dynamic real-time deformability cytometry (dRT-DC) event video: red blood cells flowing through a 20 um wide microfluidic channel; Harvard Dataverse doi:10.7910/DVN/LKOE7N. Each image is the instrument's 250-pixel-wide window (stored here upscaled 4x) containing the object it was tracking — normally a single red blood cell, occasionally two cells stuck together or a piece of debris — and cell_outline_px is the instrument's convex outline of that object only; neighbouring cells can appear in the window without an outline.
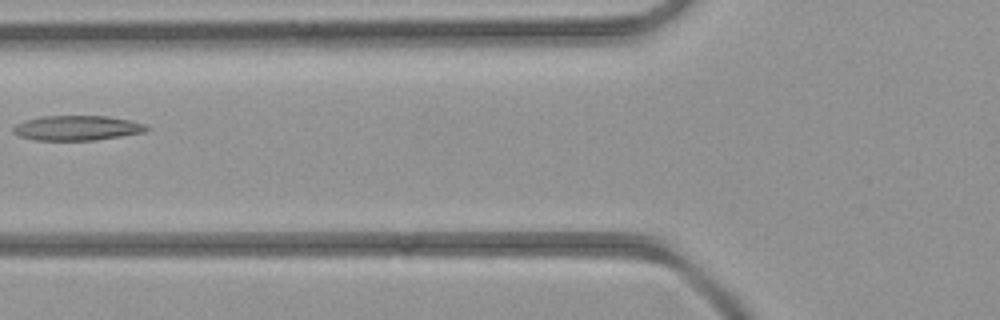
{"species": "common noctule bat (a hibernating species)", "species_latin": "Nyctalus noctula", "temperature_condition": "room temperature", "stored_images_in_passage": 4, "camera_frame_rate_fps": 3000, "um_per_image_px": 0.085, "animal": {"sex": "female", "body_mass_g": 21.9}, "frame": {"image": 1, "passage_image": 4, "time_ms": 3.333, "image_size_px": [1000, 320], "cell_outline_px": [[148, 128], [144, 132], [96, 140], [36, 140], [20, 136], [12, 132], [12, 128], [16, 124], [40, 116], [108, 116], [132, 120], [144, 124]], "centroid_in_image_um": [6.54, 10.87], "position_along_channel_um": 119.3, "area_um2": 19.19}}